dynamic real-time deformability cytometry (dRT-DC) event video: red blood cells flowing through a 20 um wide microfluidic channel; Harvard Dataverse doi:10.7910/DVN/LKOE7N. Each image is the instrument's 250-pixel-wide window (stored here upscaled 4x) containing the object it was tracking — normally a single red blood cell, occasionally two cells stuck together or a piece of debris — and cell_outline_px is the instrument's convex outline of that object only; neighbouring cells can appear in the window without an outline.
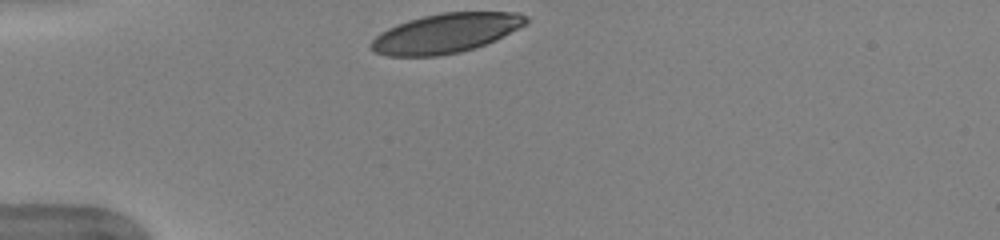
{"species": "human", "species_latin": "Homo sapiens", "temperature_condition": "warm", "stored_images_in_passage": 30, "camera_frame_rate_fps": 3000, "um_per_image_px": 0.085, "donor": {"sex": "female"}, "frame": {"image": 1, "passage_image": 1, "time_ms": 0.0, "image_size_px": [1000, 240], "cell_outline_px": [[528, 24], [496, 40], [460, 52], [440, 56], [388, 56], [376, 52], [368, 44], [380, 32], [396, 24], [408, 20], [440, 12], [520, 12], [528, 16]], "centroid_in_image_um": [37.92, 2.81], "position_along_channel_um": 47.1, "area_um2": 35.78}}
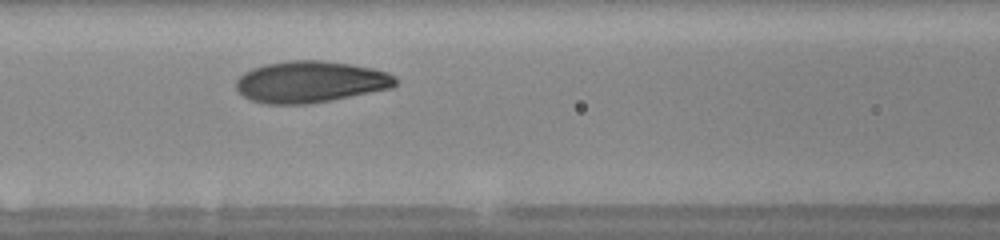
{"frame": {"image": 2, "passage_image": 10, "time_ms": 3.0, "image_size_px": [1000, 240], "cell_outline_px": [[396, 84], [392, 88], [332, 100], [308, 104], [264, 104], [252, 100], [244, 96], [236, 88], [236, 80], [244, 72], [252, 68], [264, 64], [292, 60], [320, 60], [348, 64], [372, 68], [388, 72], [396, 76]], "centroid_in_image_um": [26.38, 6.96], "position_along_channel_um": 140.2, "area_um2": 38.61}}
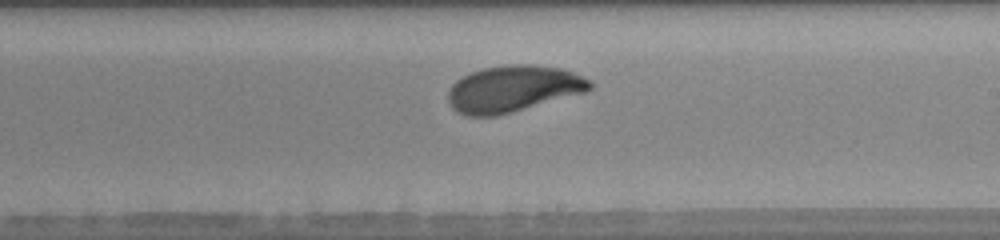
{"frame": {"image": 3, "passage_image": 18, "time_ms": 5.667, "image_size_px": [1000, 240], "cell_outline_px": [[592, 88], [584, 92], [512, 112], [496, 116], [468, 116], [456, 112], [448, 104], [448, 92], [452, 84], [456, 80], [472, 72], [484, 68], [508, 64], [532, 64], [560, 68], [572, 72], [592, 80]], "centroid_in_image_um": [43.59, 7.55], "position_along_channel_um": 245.4, "area_um2": 38.32}, "authors_computed_cell_mechanics": {"area_um2": 37.9168, "velocity_mm_per_s": 3.9565, "shape_relaxation_time_tau1_ms": 1.9475, "shape_relaxation_time_tau2_ms": null, "deformation_change_tau1": 0.1282, "deformation_change_tau2": null}}